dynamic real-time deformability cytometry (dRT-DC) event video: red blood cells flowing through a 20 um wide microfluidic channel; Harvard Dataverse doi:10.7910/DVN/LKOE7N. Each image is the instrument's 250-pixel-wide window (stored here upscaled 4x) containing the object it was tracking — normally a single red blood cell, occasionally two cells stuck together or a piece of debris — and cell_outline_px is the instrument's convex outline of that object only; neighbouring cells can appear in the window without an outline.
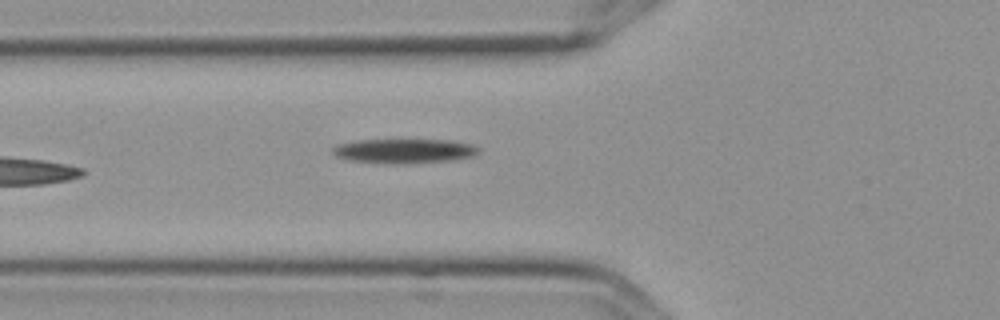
{"species": "Egyptian fruit bat (a non-hibernating species)", "species_latin": "Rousettus aegyptiacus", "temperature_condition": "cold", "stored_images_in_passage": 5, "camera_frame_rate_fps": 3000, "um_per_image_px": 0.085, "frame": {"image": 1, "passage_image": 5, "time_ms": 1.333, "image_size_px": [1000, 320], "cell_outline_px": [[480, 152], [472, 156], [452, 160], [400, 164], [392, 164], [348, 160], [336, 156], [332, 152], [332, 148], [336, 144], [360, 140], [448, 140], [472, 144], [480, 148]], "centroid_in_image_um": [34.35, 12.83], "position_along_channel_um": 91.5, "area_um2": 20.81}}